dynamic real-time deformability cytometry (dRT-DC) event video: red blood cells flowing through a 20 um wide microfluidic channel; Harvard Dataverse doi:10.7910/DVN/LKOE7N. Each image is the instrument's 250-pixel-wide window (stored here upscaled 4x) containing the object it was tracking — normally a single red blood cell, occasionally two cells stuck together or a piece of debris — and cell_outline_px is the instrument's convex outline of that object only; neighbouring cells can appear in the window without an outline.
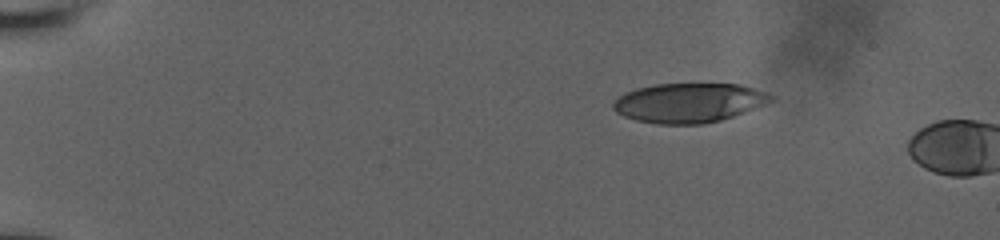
{"species": "human", "species_latin": "Homo sapiens", "temperature_condition": "room temperature", "stored_images_in_passage": 3, "camera_frame_rate_fps": 3000, "um_per_image_px": 0.085, "donor": {"sex": "male"}, "frame": {"image": 1, "passage_image": 1, "time_ms": 0.0, "image_size_px": [1000, 240], "cell_outline_px": [[776, 96], [772, 100], [764, 104], [744, 112], [720, 120], [704, 124], [656, 124], [636, 120], [624, 116], [616, 112], [612, 108], [612, 104], [624, 92], [636, 88], [656, 84], [740, 84]], "centroid_in_image_um": [58.52, 8.74], "position_along_channel_um": 26.5, "area_um2": 36.07}}